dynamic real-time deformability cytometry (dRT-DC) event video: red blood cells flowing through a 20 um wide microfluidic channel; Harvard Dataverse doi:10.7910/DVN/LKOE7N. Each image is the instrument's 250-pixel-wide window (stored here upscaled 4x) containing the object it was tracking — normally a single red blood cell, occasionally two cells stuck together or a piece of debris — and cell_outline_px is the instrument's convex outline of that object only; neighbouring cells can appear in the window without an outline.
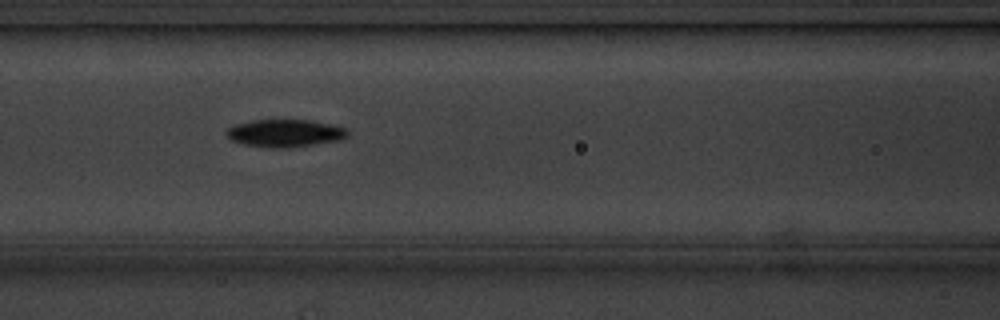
{"species": "common noctule bat (a hibernating species)", "species_latin": "Nyctalus noctula", "temperature_condition": "cold", "stored_images_in_passage": 16, "segment_of_instrument_passage": [1, 2], "camera_frame_rate_fps": 3000, "um_per_image_px": 0.085, "animal": {"sex": "male", "body_mass_g": 20.1, "forearm_length_mm": 53.5}, "frame": {"image": 1, "passage_image": 7, "time_ms": 7.667, "image_size_px": [1000, 320], "cell_outline_px": [[348, 136], [340, 140], [288, 148], [272, 148], [244, 144], [232, 140], [224, 132], [228, 128], [236, 124], [252, 120], [312, 120], [332, 124], [348, 128]], "centroid_in_image_um": [24.26, 11.31], "position_along_channel_um": 142.3, "area_um2": 19.54}}
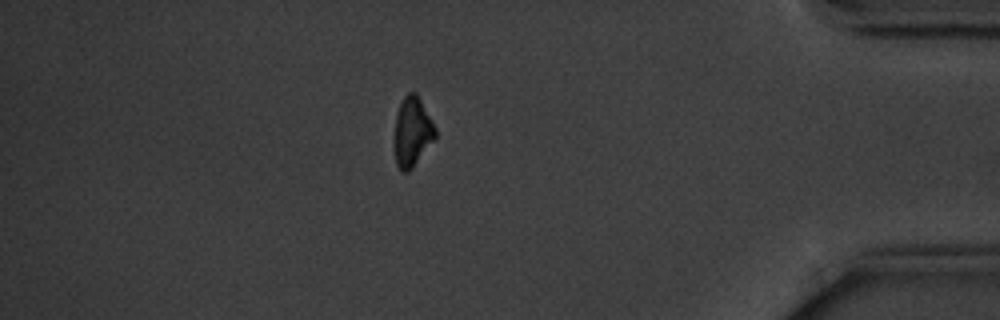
{"frame": {"image": 2, "passage_image": 14, "time_ms": 16.0, "image_size_px": [1000, 320], "cell_outline_px": [[436, 136], [412, 168], [408, 172], [400, 172], [396, 164], [392, 148], [392, 144], [396, 116], [400, 104], [404, 96], [408, 92], [416, 92], [432, 120], [436, 128]], "centroid_in_image_um": [34.99, 11.23], "position_along_channel_um": 400.2, "area_um2": 16.88}}